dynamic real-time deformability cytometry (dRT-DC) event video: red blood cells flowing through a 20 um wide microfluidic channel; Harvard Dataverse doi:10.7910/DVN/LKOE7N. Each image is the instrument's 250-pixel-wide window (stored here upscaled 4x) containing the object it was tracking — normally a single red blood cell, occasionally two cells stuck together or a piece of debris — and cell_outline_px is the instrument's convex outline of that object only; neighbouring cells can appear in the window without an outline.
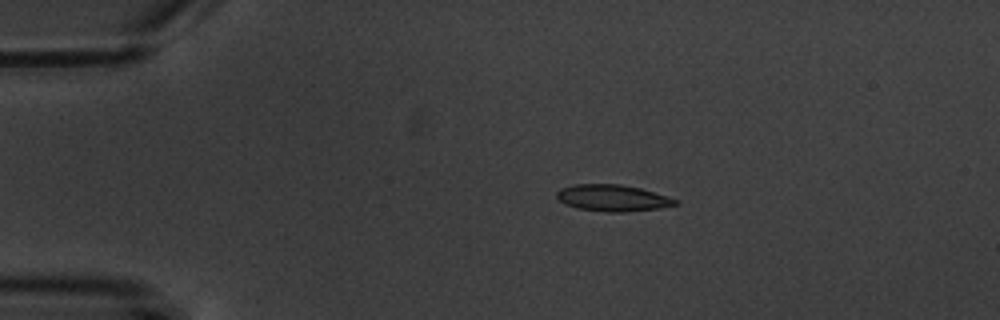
{"species": "common noctule bat (a hibernating species)", "species_latin": "Nyctalus noctula", "temperature_condition": "warm", "stored_images_in_passage": 9, "camera_frame_rate_fps": 3000, "um_per_image_px": 0.085, "animal": {"sex": "male", "body_mass_g": 20.1, "forearm_length_mm": 53.5}, "frame": {"image": 1, "passage_image": 4, "time_ms": 3.667, "image_size_px": [1000, 320], "cell_outline_px": [[680, 204], [660, 208], [624, 212], [608, 212], [576, 208], [564, 204], [556, 196], [556, 192], [560, 188], [572, 184], [620, 184], [640, 188], [668, 196], [680, 200]], "centroid_in_image_um": [52.09, 16.82], "position_along_channel_um": 32.9, "area_um2": 18.55}}
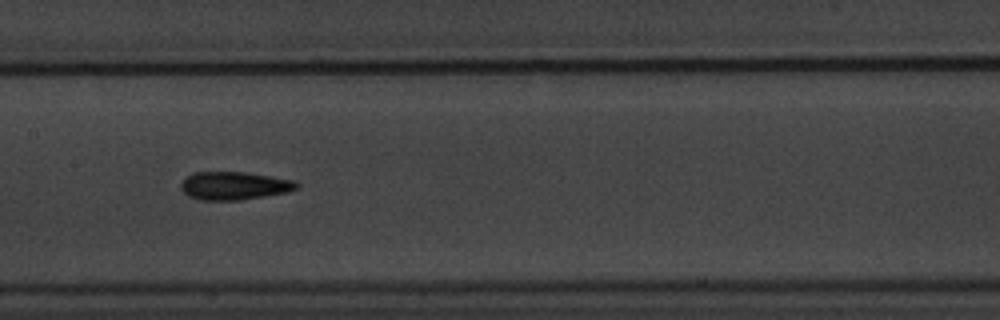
{"frame": {"image": 2, "passage_image": 9, "time_ms": 9.333, "image_size_px": [1000, 320], "cell_outline_px": [[300, 188], [288, 192], [240, 200], [200, 200], [188, 196], [180, 188], [180, 184], [192, 172], [244, 172], [272, 176], [296, 180], [300, 184]], "centroid_in_image_um": [19.95, 15.78], "position_along_channel_um": 187.4, "area_um2": 19.13}}